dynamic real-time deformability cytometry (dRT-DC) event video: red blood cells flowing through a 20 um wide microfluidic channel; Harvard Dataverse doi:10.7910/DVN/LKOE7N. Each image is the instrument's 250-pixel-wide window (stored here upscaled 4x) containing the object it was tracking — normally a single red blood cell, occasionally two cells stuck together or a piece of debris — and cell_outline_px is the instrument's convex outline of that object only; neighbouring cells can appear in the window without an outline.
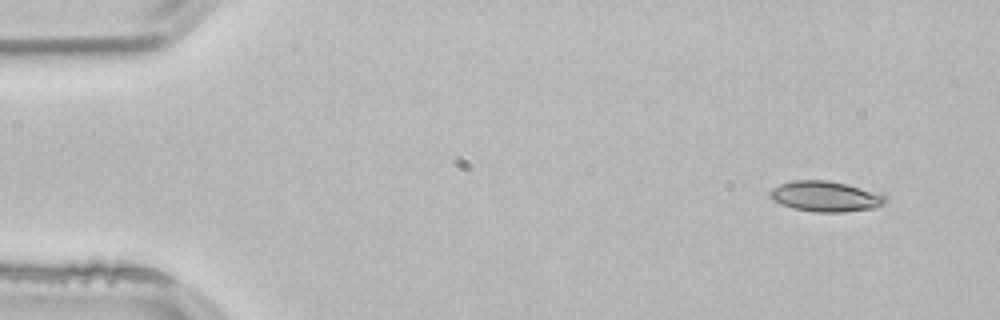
{"species": "common noctule bat (a hibernating species)", "species_latin": "Nyctalus noctula", "temperature_condition": "room temperature", "stored_images_in_passage": 50, "camera_frame_rate_fps": 3000, "um_per_image_px": 0.085, "animal": {"sex": "male", "body_mass_g": 21.5, "forearm_length_mm": 52.0}, "frame": {"image": 1, "passage_image": 1, "time_ms": 0.0, "image_size_px": [1000, 320], "cell_outline_px": [[888, 200], [884, 204], [872, 208], [844, 212], [816, 212], [792, 208], [780, 204], [772, 200], [768, 196], [768, 192], [772, 188], [780, 184], [792, 180], [828, 180], [860, 188], [884, 196]], "centroid_in_image_um": [70.07, 16.7], "position_along_channel_um": 14.9, "area_um2": 20.35}}
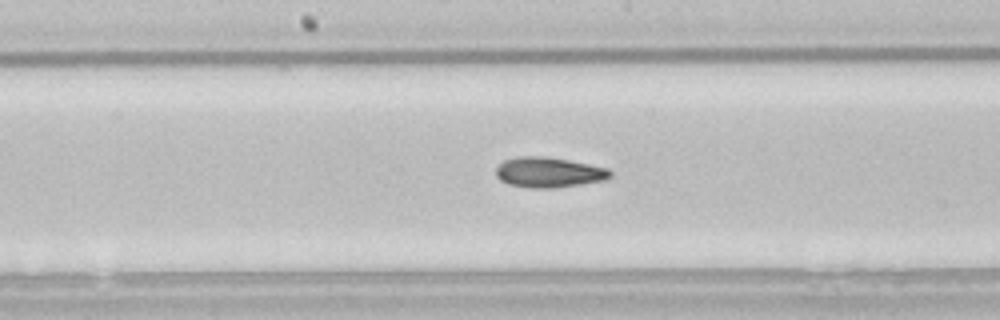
{"frame": {"image": 2, "passage_image": 24, "time_ms": 7.667, "image_size_px": [1000, 320], "cell_outline_px": [[612, 176], [604, 180], [580, 184], [552, 188], [528, 188], [508, 184], [500, 180], [496, 176], [496, 168], [504, 160], [516, 156], [548, 156], [608, 168], [612, 172]], "centroid_in_image_um": [46.62, 14.64], "position_along_channel_um": 201.6, "area_um2": 20.23}}
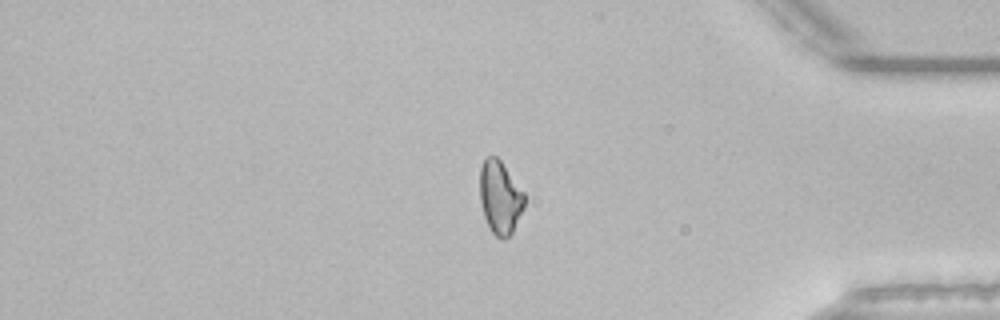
{"frame": {"image": 3, "passage_image": 41, "time_ms": 13.333, "image_size_px": [1000, 320], "cell_outline_px": [[524, 208], [512, 232], [508, 236], [496, 236], [492, 232], [484, 216], [480, 200], [480, 168], [484, 160], [488, 156], [496, 156], [500, 160], [524, 192]], "centroid_in_image_um": [42.5, 16.75], "position_along_channel_um": 392.7, "area_um2": 18.61}, "authors_computed_cell_mechanics": {"area_um2": 19.6809, "velocity_mm_per_s": 3.8475, "shape_relaxation_time_tau1_ms": null, "shape_relaxation_time_tau2_ms": 7.536, "deformation_change_tau1": null, "deformation_change_tau2": 0.1635}}